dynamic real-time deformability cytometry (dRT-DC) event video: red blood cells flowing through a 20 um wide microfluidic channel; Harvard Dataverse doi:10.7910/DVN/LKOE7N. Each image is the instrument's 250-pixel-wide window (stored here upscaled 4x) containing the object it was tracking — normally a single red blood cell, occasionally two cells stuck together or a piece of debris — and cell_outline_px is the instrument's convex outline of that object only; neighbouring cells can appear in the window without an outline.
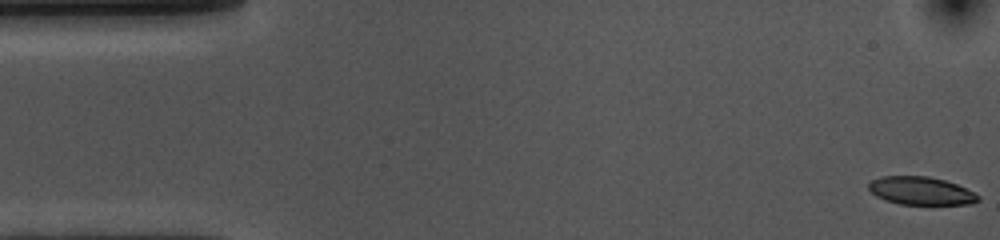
{"species": "common noctule bat (a hibernating species)", "species_latin": "Nyctalus noctula", "temperature_condition": "cold", "stored_images_in_passage": 54, "camera_frame_rate_fps": 3000, "um_per_image_px": 0.085, "animal": {"sex": "female", "body_mass_g": 10.0, "forearm_length_mm": 53.1}, "frame": {"image": 1, "passage_image": 1, "time_ms": 0.0, "image_size_px": [1000, 240], "cell_outline_px": [[980, 200], [972, 204], [900, 204], [884, 200], [876, 196], [868, 188], [868, 184], [872, 180], [880, 176], [928, 176], [944, 180], [956, 184], [980, 196]], "centroid_in_image_um": [78.26, 16.22], "position_along_channel_um": 6.7, "area_um2": 17.8}}
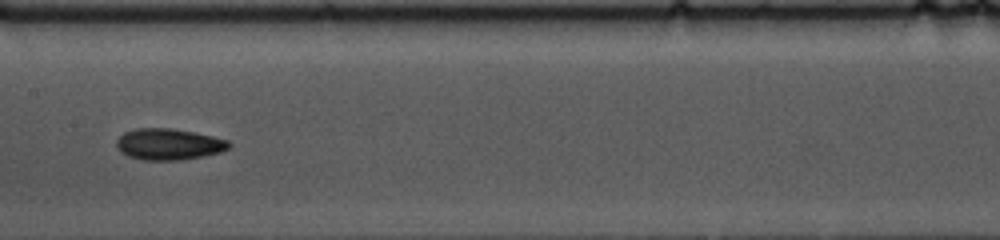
{"frame": {"image": 2, "passage_image": 26, "time_ms": 8.333, "image_size_px": [1000, 240], "cell_outline_px": [[232, 144], [228, 148], [220, 152], [200, 156], [176, 160], [140, 160], [128, 156], [120, 152], [116, 144], [116, 140], [124, 132], [136, 128], [172, 128], [212, 136], [228, 140]], "centroid_in_image_um": [14.3, 12.25], "position_along_channel_um": 193.1, "area_um2": 20.4}}
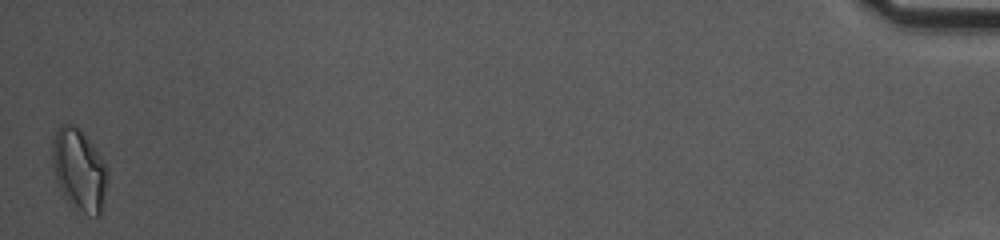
{"frame": {"image": 3, "passage_image": 54, "time_ms": 17.667, "image_size_px": [1000, 240], "cell_outline_px": [[108, 172], [100, 216], [96, 216], [76, 212], [64, 196], [56, 180], [52, 168], [52, 140], [60, 124], [72, 124], [80, 128], [104, 160]], "centroid_in_image_um": [6.71, 14.44], "position_along_channel_um": 428.5, "area_um2": 26.53}, "authors_computed_cell_mechanics": {"area_um2": 19.652, "velocity_mm_per_s": 3.608, "shape_relaxation_time_tau1_ms": 4.5052, "shape_relaxation_time_tau2_ms": 5.0657, "deformation_change_tau1": 0.1338, "deformation_change_tau2": 0.1097}}